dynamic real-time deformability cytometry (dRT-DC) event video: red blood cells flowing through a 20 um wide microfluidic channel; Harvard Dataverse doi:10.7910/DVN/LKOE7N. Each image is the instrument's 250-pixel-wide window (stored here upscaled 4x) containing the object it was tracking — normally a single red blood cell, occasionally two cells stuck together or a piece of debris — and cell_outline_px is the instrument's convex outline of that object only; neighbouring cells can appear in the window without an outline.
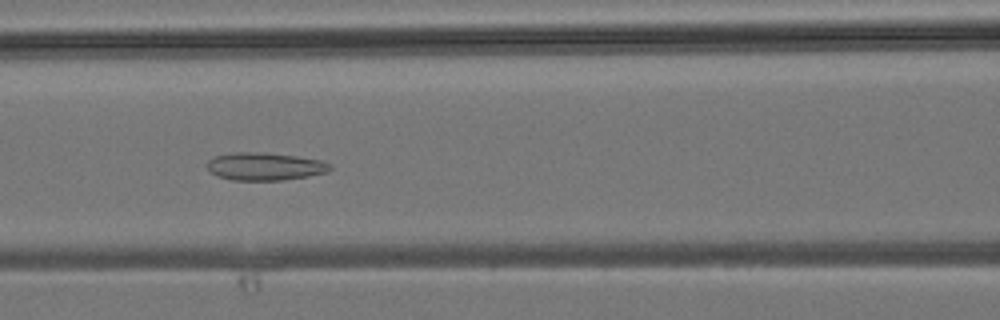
{"species": "common noctule bat (a hibernating species)", "species_latin": "Nyctalus noctula", "temperature_condition": "room temperature", "stored_images_in_passage": 38, "camera_frame_rate_fps": 3000, "um_per_image_px": 0.085, "animal": {"sex": "male", "body_mass_g": 19.2, "forearm_length_mm": 51.8}, "frame": {"image": 1, "passage_image": 14, "time_ms": 4.333, "image_size_px": [1000, 320], "cell_outline_px": [[332, 168], [328, 172], [308, 176], [280, 180], [232, 180], [216, 176], [208, 168], [208, 160], [216, 156], [232, 152], [264, 152], [296, 156], [320, 160], [332, 164]], "centroid_in_image_um": [22.53, 14.14], "position_along_channel_um": 144.1, "area_um2": 19.88}}
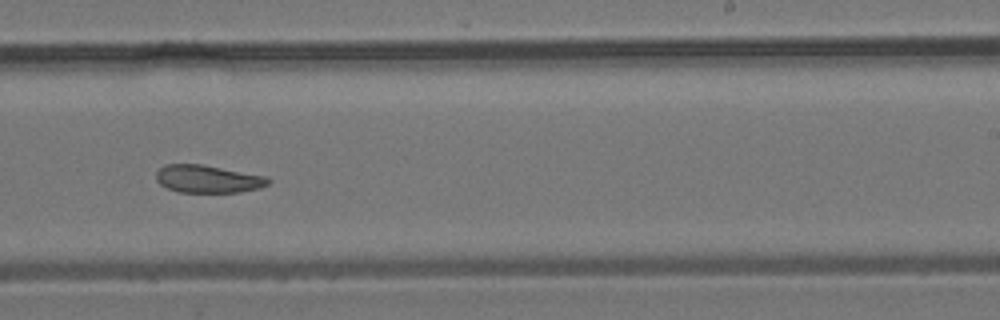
{"frame": {"image": 2, "passage_image": 22, "time_ms": 7.0, "image_size_px": [1000, 320], "cell_outline_px": [[272, 180], [268, 184], [260, 188], [240, 192], [180, 192], [168, 188], [160, 184], [156, 180], [156, 172], [164, 164], [204, 164], [268, 176]], "centroid_in_image_um": [17.7, 15.2], "position_along_channel_um": 271.3, "area_um2": 18.32}}
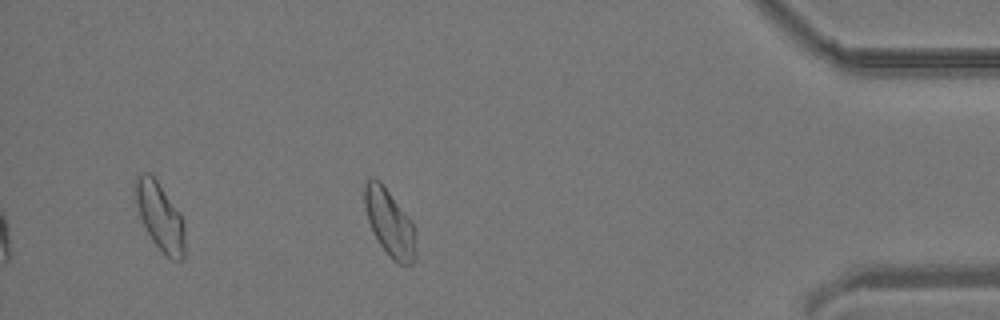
{"frame": {"image": 3, "passage_image": 33, "time_ms": 10.667, "image_size_px": [1000, 320], "cell_outline_px": [[416, 256], [412, 264], [396, 264], [392, 260], [380, 244], [368, 220], [364, 204], [364, 180], [368, 176], [372, 176], [380, 180], [416, 228]], "centroid_in_image_um": [33.12, 18.92], "position_along_channel_um": 402.1, "area_um2": 20.11}}